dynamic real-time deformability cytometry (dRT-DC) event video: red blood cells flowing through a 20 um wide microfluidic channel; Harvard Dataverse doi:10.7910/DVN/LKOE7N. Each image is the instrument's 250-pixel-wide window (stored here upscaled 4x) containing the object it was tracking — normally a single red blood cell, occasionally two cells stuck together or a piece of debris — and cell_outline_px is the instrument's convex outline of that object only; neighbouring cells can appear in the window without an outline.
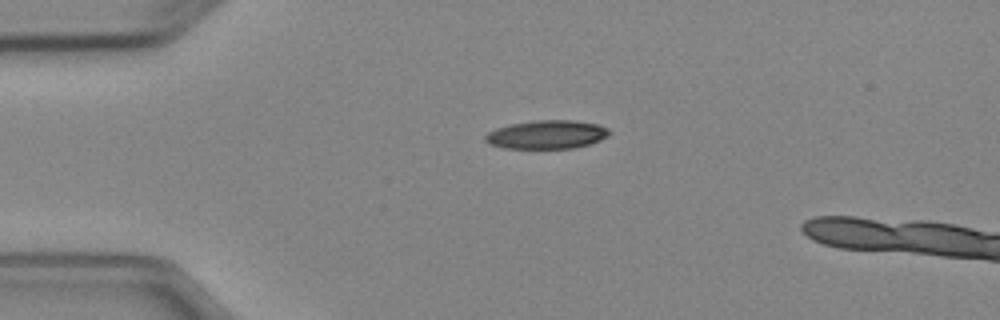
{"species": "Egyptian fruit bat (a non-hibernating species)", "species_latin": "Rousettus aegyptiacus", "temperature_condition": "cold", "stored_images_in_passage": 2, "camera_frame_rate_fps": 3000, "um_per_image_px": 0.085, "animal": {"sex": "female"}, "frame": {"image": 1, "passage_image": 1, "time_ms": 0.0, "image_size_px": [1000, 320], "cell_outline_px": [[612, 132], [608, 136], [600, 140], [588, 144], [572, 148], [504, 148], [488, 144], [484, 140], [484, 136], [488, 132], [496, 128], [512, 124], [536, 120], [572, 120], [596, 124], [608, 128]], "centroid_in_image_um": [46.46, 11.44], "position_along_channel_um": 38.5, "area_um2": 20.58}}